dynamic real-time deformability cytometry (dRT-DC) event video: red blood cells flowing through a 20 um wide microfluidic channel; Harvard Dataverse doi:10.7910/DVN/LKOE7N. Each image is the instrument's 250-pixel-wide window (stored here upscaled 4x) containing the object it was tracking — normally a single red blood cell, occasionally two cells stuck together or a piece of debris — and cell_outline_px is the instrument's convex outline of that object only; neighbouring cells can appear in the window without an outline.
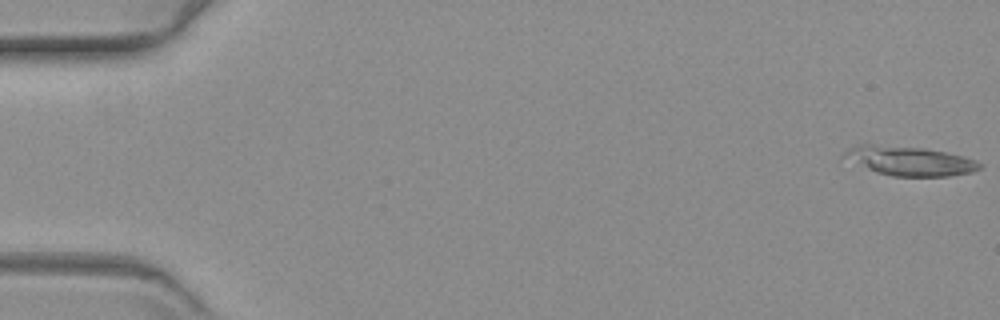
{"species": "common noctule bat (a hibernating species)", "species_latin": "Nyctalus noctula", "temperature_condition": "warm", "stored_images_in_passage": 19, "camera_frame_rate_fps": 3000, "um_per_image_px": 0.085, "animal": {"sex": "female", "body_mass_g": 19.3, "forearm_length_mm": 54.1}, "frame": {"image": 1, "passage_image": 1, "time_ms": 0.0, "image_size_px": [1000, 320], "cell_outline_px": [[984, 164], [980, 168], [972, 172], [948, 176], [892, 176], [876, 172], [868, 168], [844, 152], [848, 148], [856, 144], [872, 144], [924, 148], [964, 156], [976, 160]], "centroid_in_image_um": [77.46, 13.67], "position_along_channel_um": 7.5, "area_um2": 22.43}}
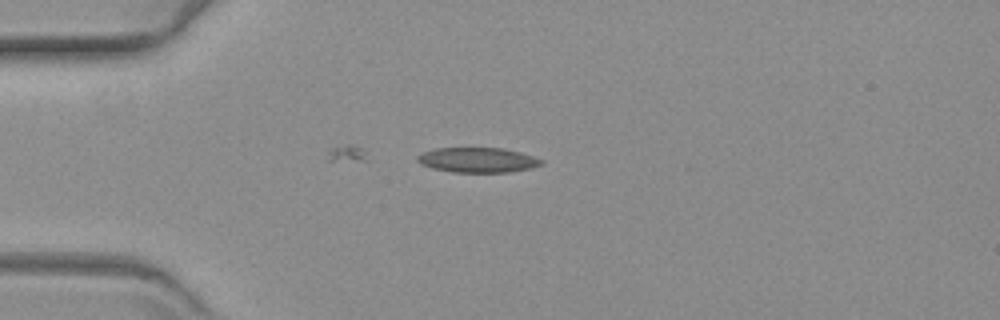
{"frame": {"image": 2, "passage_image": 16, "time_ms": 5.0, "image_size_px": [1000, 320], "cell_outline_px": [[544, 164], [532, 168], [508, 172], [452, 172], [432, 168], [420, 164], [416, 160], [416, 156], [424, 152], [436, 148], [504, 148], [520, 152], [544, 160]], "centroid_in_image_um": [40.61, 13.6], "position_along_channel_um": 44.4, "area_um2": 18.09}}